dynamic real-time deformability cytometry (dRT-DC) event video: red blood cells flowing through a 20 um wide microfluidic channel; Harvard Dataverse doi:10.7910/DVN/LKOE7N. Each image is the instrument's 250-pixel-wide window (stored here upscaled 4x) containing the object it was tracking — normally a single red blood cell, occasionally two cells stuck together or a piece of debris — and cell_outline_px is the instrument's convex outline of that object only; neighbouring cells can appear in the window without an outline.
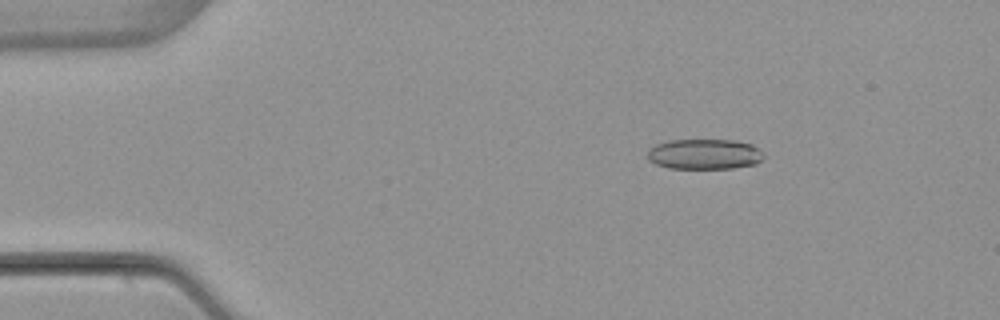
{"species": "common noctule bat (a hibernating species)", "species_latin": "Nyctalus noctula", "temperature_condition": "warm", "stored_images_in_passage": 4, "camera_frame_rate_fps": 3000, "um_per_image_px": 0.085, "animal": {"sex": "female", "body_mass_g": 22.7, "forearm_length_mm": 54.2}, "frame": {"image": 1, "passage_image": 2, "time_ms": 1.333, "image_size_px": [1000, 320], "cell_outline_px": [[764, 156], [756, 164], [732, 168], [668, 168], [656, 164], [648, 160], [648, 152], [656, 144], [668, 140], [736, 140], [752, 144], [760, 148], [764, 152]], "centroid_in_image_um": [59.92, 13.09], "position_along_channel_um": 25.1, "area_um2": 20.63}}